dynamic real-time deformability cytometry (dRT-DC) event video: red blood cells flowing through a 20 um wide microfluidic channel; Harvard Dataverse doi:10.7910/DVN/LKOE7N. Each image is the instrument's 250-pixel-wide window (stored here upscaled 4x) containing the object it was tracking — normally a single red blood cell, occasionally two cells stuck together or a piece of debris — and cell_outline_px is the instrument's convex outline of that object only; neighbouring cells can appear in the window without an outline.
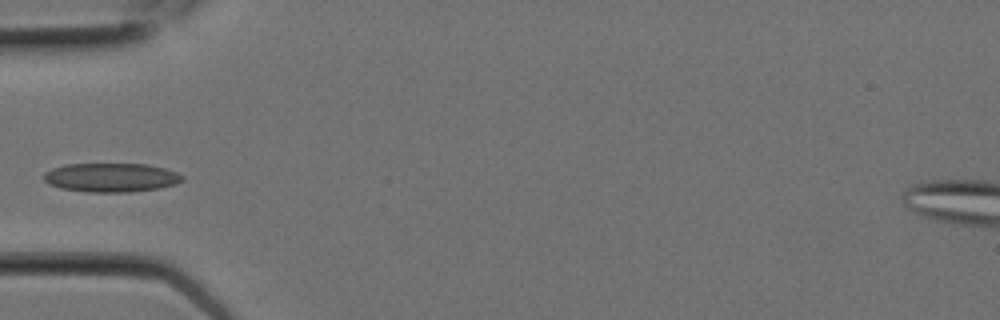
{"species": "Egyptian fruit bat (a non-hibernating species)", "species_latin": "Rousettus aegyptiacus", "temperature_condition": "room temperature", "stored_images_in_passage": 9, "camera_frame_rate_fps": 3000, "um_per_image_px": 0.085, "animal": {"sex": "female"}, "frame": {"image": 1, "passage_image": 6, "time_ms": 1.667, "image_size_px": [1000, 320], "cell_outline_px": [[184, 180], [176, 184], [160, 188], [128, 192], [88, 192], [60, 188], [48, 184], [44, 180], [44, 172], [52, 168], [68, 164], [148, 164], [164, 168], [176, 172], [184, 176]], "centroid_in_image_um": [9.45, 15.09], "position_along_channel_um": 75.5, "area_um2": 23.47}}
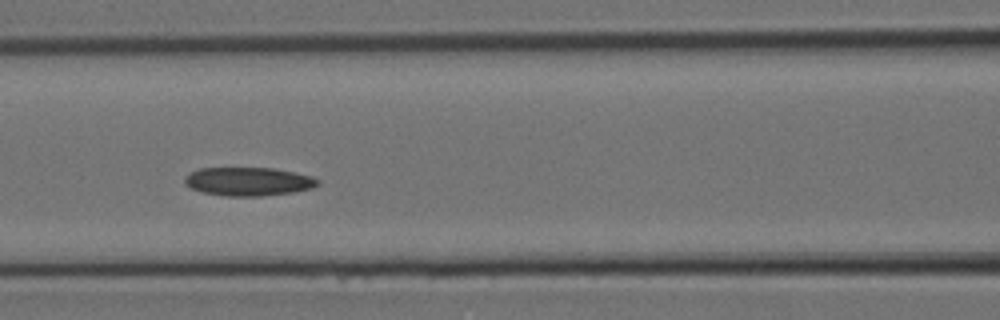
{"frame": {"image": 2, "passage_image": 8, "time_ms": 2.333, "image_size_px": [1000, 320], "cell_outline_px": [[320, 184], [312, 188], [292, 192], [260, 196], [228, 196], [204, 192], [192, 188], [184, 184], [184, 176], [200, 168], [276, 168], [296, 172], [312, 176], [320, 180]], "centroid_in_image_um": [21.15, 15.42], "position_along_channel_um": 145.5, "area_um2": 22.14}}
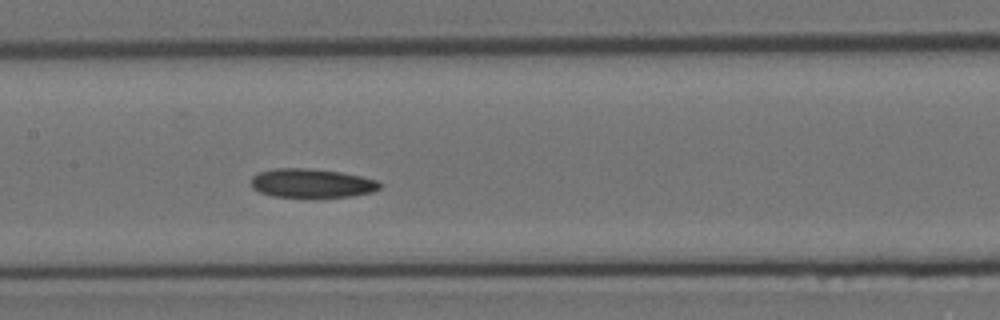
{"frame": {"image": 3, "passage_image": 9, "time_ms": 2.667, "image_size_px": [1000, 320], "cell_outline_px": [[384, 184], [380, 188], [372, 192], [352, 196], [272, 196], [260, 192], [252, 188], [252, 176], [256, 172], [272, 168], [308, 168], [340, 172], [380, 180]], "centroid_in_image_um": [26.51, 15.55], "position_along_channel_um": 180.9, "area_um2": 21.68}}